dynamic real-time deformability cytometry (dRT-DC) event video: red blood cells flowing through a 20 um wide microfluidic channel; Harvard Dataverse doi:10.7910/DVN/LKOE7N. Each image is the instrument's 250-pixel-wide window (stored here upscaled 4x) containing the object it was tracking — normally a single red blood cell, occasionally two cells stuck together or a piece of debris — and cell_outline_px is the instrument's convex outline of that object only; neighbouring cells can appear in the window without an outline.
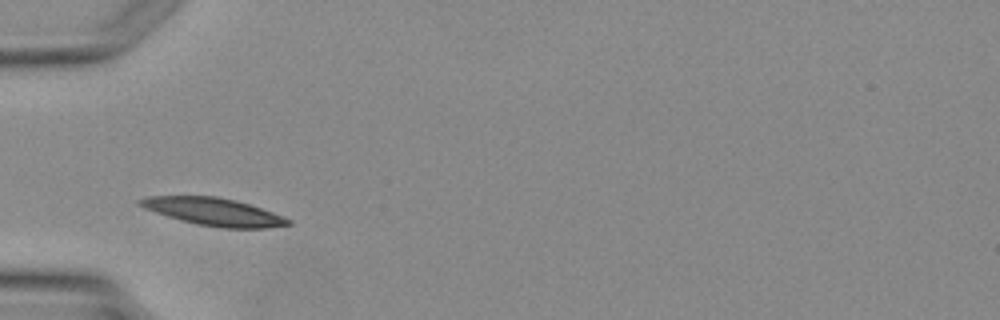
{"species": "Egyptian fruit bat (a non-hibernating species)", "species_latin": "Rousettus aegyptiacus", "temperature_condition": "warm", "stored_images_in_passage": 1, "camera_frame_rate_fps": 3000, "um_per_image_px": 0.085, "animal": {"sex": "female"}, "frame": {"image": 1, "passage_image": 1, "time_ms": 0.0, "image_size_px": [1000, 320], "cell_outline_px": [[292, 224], [264, 228], [224, 228], [196, 224], [180, 220], [144, 208], [136, 204], [136, 200], [148, 196], [216, 196], [236, 200], [272, 212], [292, 220]], "centroid_in_image_um": [18.13, 17.99], "position_along_channel_um": 66.9, "area_um2": 23.7}}